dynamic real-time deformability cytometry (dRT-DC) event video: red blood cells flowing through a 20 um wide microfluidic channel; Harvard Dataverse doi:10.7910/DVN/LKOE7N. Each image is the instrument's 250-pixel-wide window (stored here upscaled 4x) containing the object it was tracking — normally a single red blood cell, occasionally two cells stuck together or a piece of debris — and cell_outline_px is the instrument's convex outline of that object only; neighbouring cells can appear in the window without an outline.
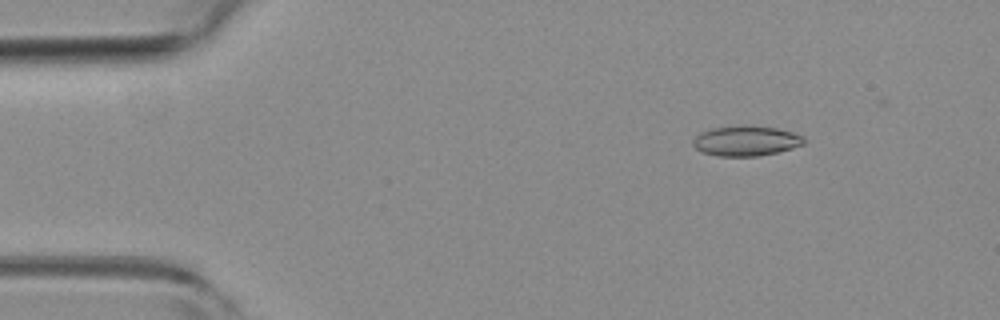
{"species": "common noctule bat (a hibernating species)", "species_latin": "Nyctalus noctula", "temperature_condition": "room temperature", "stored_images_in_passage": 5, "camera_frame_rate_fps": 3000, "um_per_image_px": 0.085, "animal": {"sex": "female", "body_mass_g": 19.3, "forearm_length_mm": 54.1}, "frame": {"image": 1, "passage_image": 2, "time_ms": 0.333, "image_size_px": [1000, 320], "cell_outline_px": [[804, 144], [792, 148], [760, 156], [716, 156], [704, 152], [696, 148], [692, 144], [692, 140], [700, 132], [712, 128], [776, 128], [792, 132], [804, 136]], "centroid_in_image_um": [63.4, 12.02], "position_along_channel_um": 21.6, "area_um2": 18.67}}
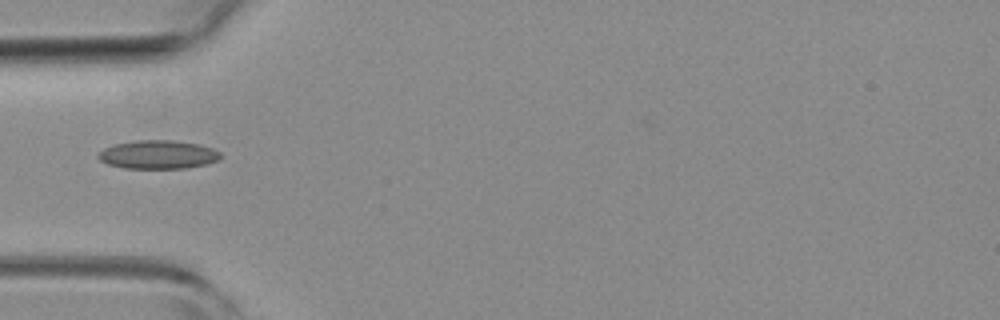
{"frame": {"image": 2, "passage_image": 5, "time_ms": 1.333, "image_size_px": [1000, 320], "cell_outline_px": [[220, 160], [208, 164], [184, 168], [124, 168], [108, 164], [100, 160], [96, 156], [104, 148], [112, 144], [136, 140], [172, 140], [200, 144], [212, 148], [220, 152]], "centroid_in_image_um": [13.44, 13.13], "position_along_channel_um": 71.6, "area_um2": 20.46}}